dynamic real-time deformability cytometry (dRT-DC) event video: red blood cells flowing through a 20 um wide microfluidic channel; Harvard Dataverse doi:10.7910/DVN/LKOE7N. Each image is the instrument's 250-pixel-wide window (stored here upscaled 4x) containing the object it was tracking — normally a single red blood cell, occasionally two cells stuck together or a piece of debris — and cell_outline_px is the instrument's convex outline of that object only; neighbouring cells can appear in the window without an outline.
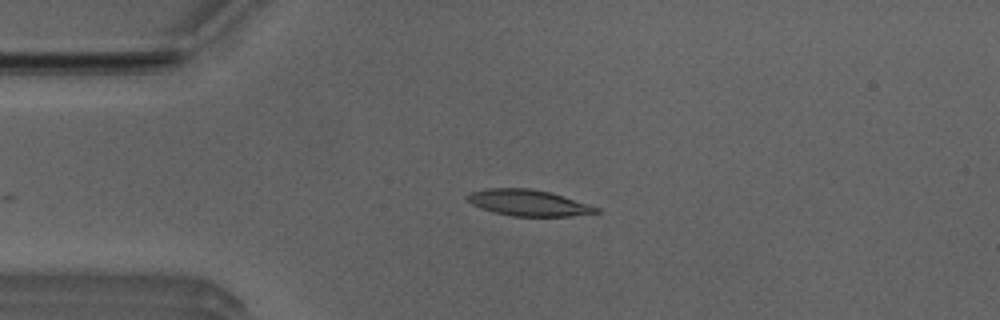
{"species": "Egyptian fruit bat (a non-hibernating species)", "species_latin": "Rousettus aegyptiacus", "temperature_condition": "room temperature", "stored_images_in_passage": 4, "camera_frame_rate_fps": 3000, "um_per_image_px": 0.085, "animal": {"sex": "male"}, "frame": {"image": 1, "passage_image": 4, "time_ms": 1.0, "image_size_px": [1000, 320], "cell_outline_px": [[600, 212], [572, 216], [512, 216], [496, 212], [472, 204], [464, 196], [468, 192], [488, 188], [528, 188], [552, 192], [600, 208]], "centroid_in_image_um": [44.92, 17.22], "position_along_channel_um": 40.1, "area_um2": 19.59}}